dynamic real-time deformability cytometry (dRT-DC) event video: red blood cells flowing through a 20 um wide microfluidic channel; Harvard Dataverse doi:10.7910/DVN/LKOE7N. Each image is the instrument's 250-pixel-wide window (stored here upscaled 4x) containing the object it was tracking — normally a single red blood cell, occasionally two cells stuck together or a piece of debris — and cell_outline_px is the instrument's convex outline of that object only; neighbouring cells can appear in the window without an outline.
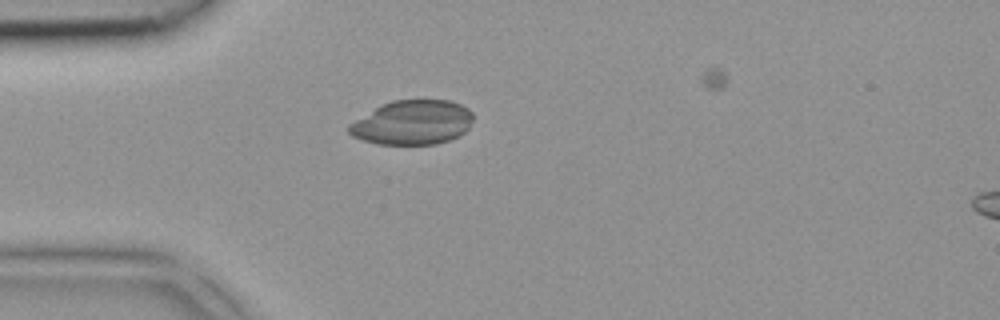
{"species": "common noctule bat (a hibernating species)", "species_latin": "Nyctalus noctula", "temperature_condition": "room temperature", "stored_images_in_passage": 2, "segment_of_instrument_passage": [1, 2], "camera_frame_rate_fps": 3000, "um_per_image_px": 0.085, "animal": {"sex": "female", "body_mass_g": 18.4}, "frame": {"image": 1, "passage_image": 1, "time_ms": 0.0, "image_size_px": [1000, 320], "cell_outline_px": [[472, 120], [468, 128], [460, 136], [436, 144], [376, 144], [352, 136], [348, 132], [348, 124], [380, 104], [392, 100], [448, 100], [460, 104], [468, 108], [472, 112]], "centroid_in_image_um": [35.04, 10.41], "position_along_channel_um": 50.0, "area_um2": 32.25}}